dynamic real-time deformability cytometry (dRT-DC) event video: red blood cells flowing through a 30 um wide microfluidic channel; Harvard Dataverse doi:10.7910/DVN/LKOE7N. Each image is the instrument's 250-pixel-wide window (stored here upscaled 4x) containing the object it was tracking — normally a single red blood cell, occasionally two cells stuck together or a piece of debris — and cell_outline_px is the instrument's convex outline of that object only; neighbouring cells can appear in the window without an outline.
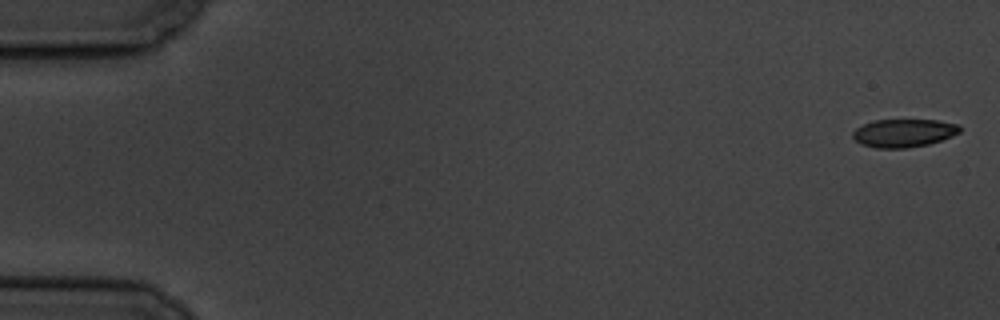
{"species": "common noctule bat (a hibernating species)", "species_latin": "Nyctalus noctula", "temperature_condition": "cold", "stored_images_in_passage": 6, "camera_frame_rate_fps": 3000, "um_per_image_px": 0.085, "animal": {"sex": "male", "body_mass_g": 19.5, "forearm_length_mm": 54.6}, "frame": {"image": 1, "passage_image": 1, "time_ms": 0.0, "image_size_px": [1000, 320], "cell_outline_px": [[960, 132], [952, 136], [928, 144], [908, 148], [876, 148], [860, 144], [852, 136], [852, 132], [856, 128], [872, 120], [936, 120], [960, 124]], "centroid_in_image_um": [76.8, 11.3], "position_along_channel_um": 8.2, "area_um2": 17.57}}
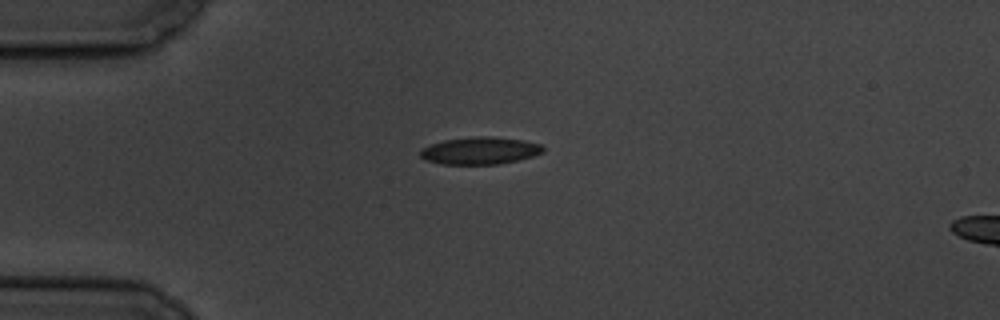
{"frame": {"image": 2, "passage_image": 5, "time_ms": 4.667, "image_size_px": [1000, 320], "cell_outline_px": [[544, 152], [532, 156], [500, 164], [440, 164], [424, 160], [420, 156], [420, 148], [444, 140], [476, 136], [488, 136], [524, 140], [540, 144], [544, 148]], "centroid_in_image_um": [40.77, 12.81], "position_along_channel_um": 44.2, "area_um2": 19.54}}